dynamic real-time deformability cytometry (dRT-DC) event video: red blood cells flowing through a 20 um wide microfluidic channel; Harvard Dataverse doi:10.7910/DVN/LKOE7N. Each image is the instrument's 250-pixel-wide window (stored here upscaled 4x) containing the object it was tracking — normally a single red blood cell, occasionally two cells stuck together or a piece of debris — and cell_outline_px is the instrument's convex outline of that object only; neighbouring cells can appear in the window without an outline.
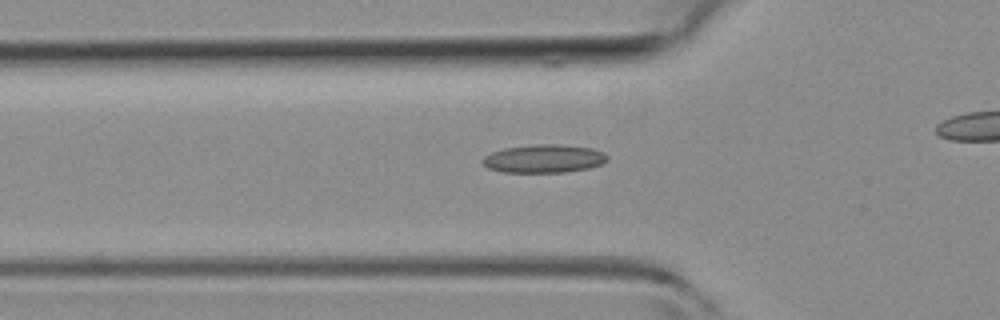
{"species": "common noctule bat (a hibernating species)", "species_latin": "Nyctalus noctula", "temperature_condition": "room temperature", "stored_images_in_passage": 37, "camera_frame_rate_fps": 3000, "um_per_image_px": 0.085, "animal": {"sex": "female", "body_mass_g": 19.3, "forearm_length_mm": 54.1}, "frame": {"image": 1, "passage_image": 15, "time_ms": 4.667, "image_size_px": [1000, 320], "cell_outline_px": [[608, 160], [600, 164], [588, 168], [564, 172], [500, 172], [488, 168], [480, 160], [484, 156], [492, 152], [504, 148], [532, 144], [560, 144], [592, 148], [604, 152], [608, 156]], "centroid_in_image_um": [46.22, 13.48], "position_along_channel_um": 79.6, "area_um2": 20.63}}
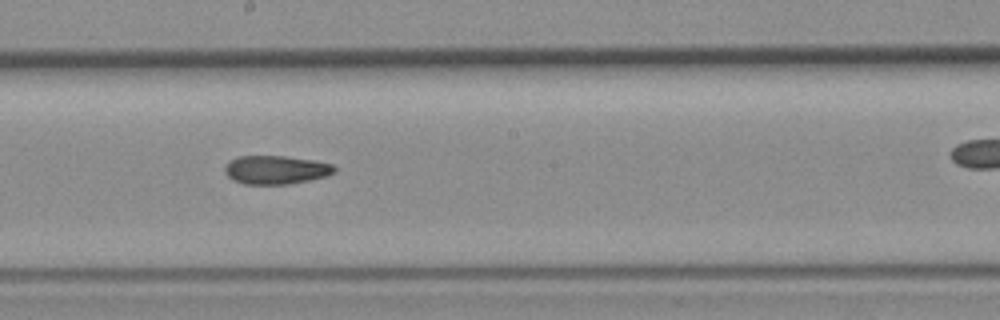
{"frame": {"image": 2, "passage_image": 25, "time_ms": 8.0, "image_size_px": [1000, 320], "cell_outline_px": [[336, 172], [328, 176], [288, 184], [244, 184], [232, 180], [224, 172], [224, 168], [228, 160], [240, 156], [284, 156], [312, 160], [332, 164], [336, 168]], "centroid_in_image_um": [23.43, 14.43], "position_along_channel_um": 224.8, "area_um2": 18.32}}
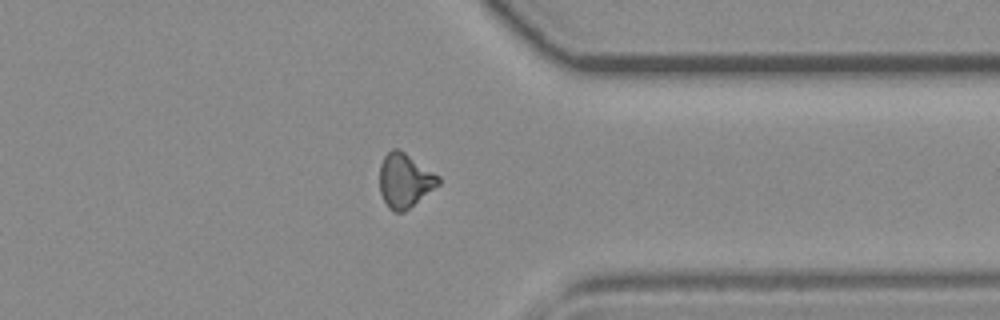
{"frame": {"image": 3, "passage_image": 36, "time_ms": 11.667, "image_size_px": [1000, 320], "cell_outline_px": [[440, 184], [404, 212], [392, 212], [388, 208], [380, 192], [380, 164], [384, 156], [392, 148], [400, 148], [440, 176]], "centroid_in_image_um": [34.41, 15.33], "position_along_channel_um": 377.0, "area_um2": 18.73}}